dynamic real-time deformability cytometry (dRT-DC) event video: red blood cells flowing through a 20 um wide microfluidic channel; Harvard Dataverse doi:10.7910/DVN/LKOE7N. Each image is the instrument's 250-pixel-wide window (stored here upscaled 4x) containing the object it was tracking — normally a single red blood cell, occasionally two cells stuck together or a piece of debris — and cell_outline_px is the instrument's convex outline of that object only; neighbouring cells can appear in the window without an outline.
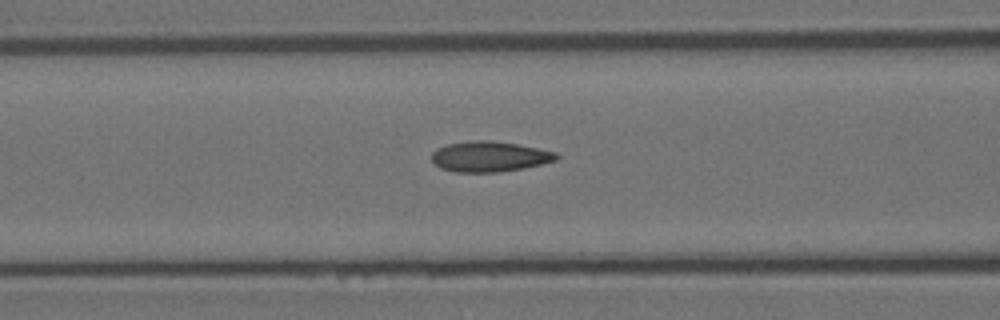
{"species": "Egyptian fruit bat (a non-hibernating species)", "species_latin": "Rousettus aegyptiacus", "temperature_condition": "room temperature", "stored_images_in_passage": 23, "camera_frame_rate_fps": 3000, "um_per_image_px": 0.085, "animal": {"sex": "female"}, "frame": {"image": 1, "passage_image": 11, "time_ms": 3.333, "image_size_px": [1000, 320], "cell_outline_px": [[560, 156], [556, 160], [524, 168], [500, 172], [456, 172], [440, 168], [432, 160], [432, 152], [436, 148], [448, 144], [476, 140], [492, 140], [516, 144], [556, 152]], "centroid_in_image_um": [41.6, 13.31], "position_along_channel_um": 125.0, "area_um2": 22.02}}
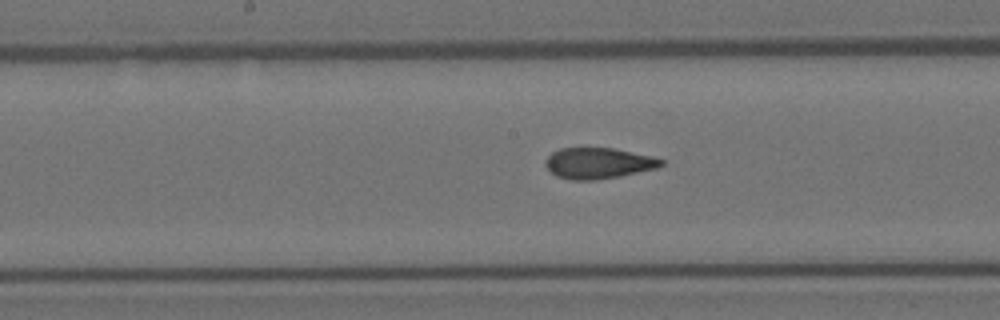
{"frame": {"image": 2, "passage_image": 17, "time_ms": 5.333, "image_size_px": [1000, 320], "cell_outline_px": [[664, 164], [656, 168], [620, 176], [596, 180], [572, 180], [556, 176], [544, 164], [544, 160], [552, 152], [560, 148], [612, 148], [652, 156], [664, 160]], "centroid_in_image_um": [50.84, 13.87], "position_along_channel_um": 197.4, "area_um2": 20.81}}
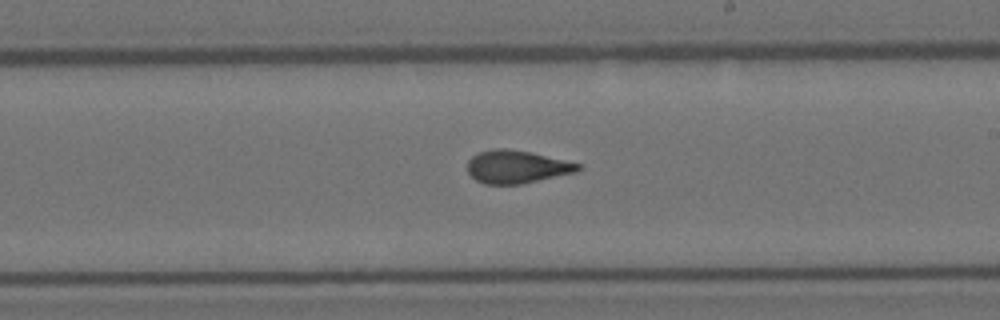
{"frame": {"image": 3, "passage_image": 21, "time_ms": 6.667, "image_size_px": [1000, 320], "cell_outline_px": [[584, 168], [576, 172], [520, 184], [484, 184], [476, 180], [468, 172], [468, 160], [472, 156], [480, 152], [496, 148], [504, 148], [528, 152], [580, 164]], "centroid_in_image_um": [43.9, 14.19], "position_along_channel_um": 245.1, "area_um2": 20.87}}